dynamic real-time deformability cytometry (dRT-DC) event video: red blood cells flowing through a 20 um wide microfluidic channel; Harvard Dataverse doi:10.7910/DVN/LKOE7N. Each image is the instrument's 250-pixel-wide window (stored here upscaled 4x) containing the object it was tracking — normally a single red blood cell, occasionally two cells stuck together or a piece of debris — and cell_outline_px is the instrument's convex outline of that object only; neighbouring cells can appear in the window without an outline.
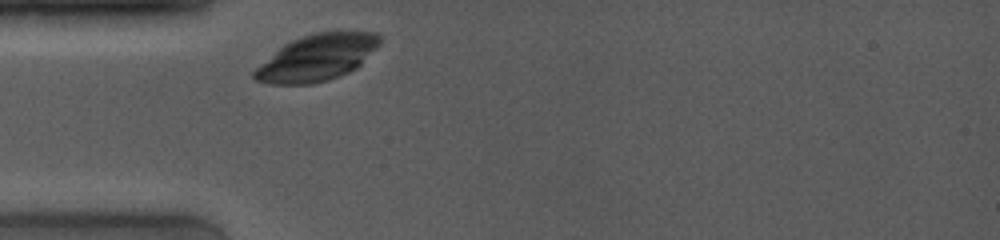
{"species": "common noctule bat (a hibernating species)", "species_latin": "Nyctalus noctula", "temperature_condition": "room temperature", "stored_images_in_passage": 1, "camera_frame_rate_fps": 4000, "um_per_image_px": 0.085, "animal": {"sex": "female", "body_mass_g": 19.0, "forearm_length_mm": 53.3}, "frame": {"image": 1, "passage_image": 1, "time_ms": 0.0, "image_size_px": [1000, 240], "cell_outline_px": [[380, 44], [356, 68], [340, 76], [328, 80], [312, 84], [268, 84], [256, 80], [252, 76], [252, 72], [256, 68], [284, 44], [292, 40], [312, 32], [376, 32], [380, 36]], "centroid_in_image_um": [26.93, 4.91], "position_along_channel_um": 58.1, "area_um2": 33.58}}